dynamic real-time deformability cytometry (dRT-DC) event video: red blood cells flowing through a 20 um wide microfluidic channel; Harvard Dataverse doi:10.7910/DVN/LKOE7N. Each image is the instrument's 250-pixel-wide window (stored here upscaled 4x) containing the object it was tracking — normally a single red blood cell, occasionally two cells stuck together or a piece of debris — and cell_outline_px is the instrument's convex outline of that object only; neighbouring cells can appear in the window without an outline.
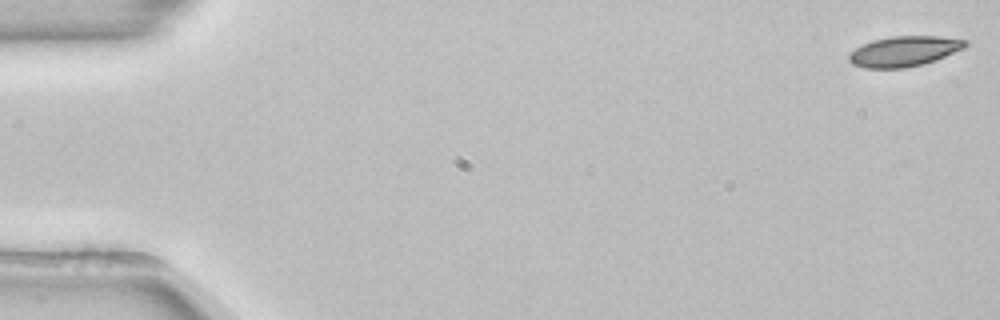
{"species": "common noctule bat (a hibernating species)", "species_latin": "Nyctalus noctula", "temperature_condition": "room temperature", "stored_images_in_passage": 53, "camera_frame_rate_fps": 3000, "um_per_image_px": 0.085, "animal": {"sex": "female", "body_mass_g": 22.7, "forearm_length_mm": 54.2}, "frame": {"image": 1, "passage_image": 1, "time_ms": 0.0, "image_size_px": [1000, 320], "cell_outline_px": [[968, 44], [964, 48], [936, 60], [924, 64], [904, 68], [864, 68], [852, 64], [848, 60], [848, 56], [856, 48], [872, 40], [892, 36], [936, 36], [968, 40]], "centroid_in_image_um": [76.86, 4.36], "position_along_channel_um": 8.1, "area_um2": 20.52}}
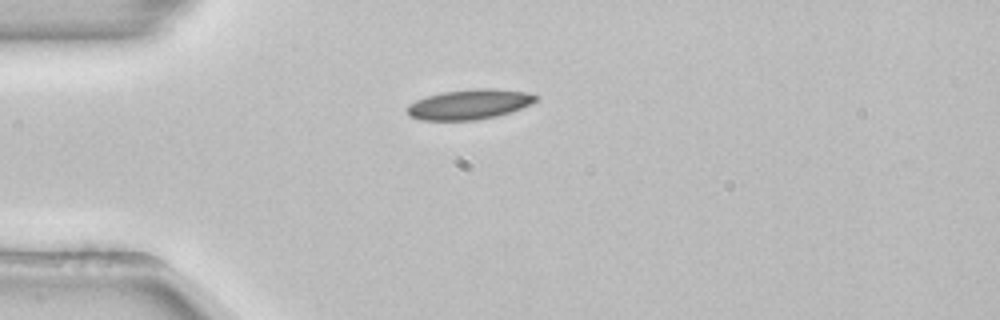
{"frame": {"image": 2, "passage_image": 14, "time_ms": 4.333, "image_size_px": [1000, 320], "cell_outline_px": [[540, 96], [532, 104], [496, 116], [476, 120], [420, 120], [408, 116], [408, 104], [416, 100], [428, 96], [444, 92], [476, 88], [496, 88], [524, 92]], "centroid_in_image_um": [39.89, 8.87], "position_along_channel_um": 45.1, "area_um2": 22.37}}
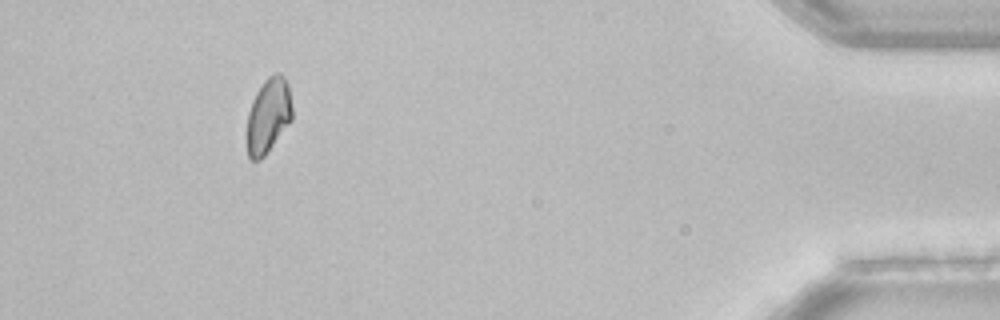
{"frame": {"image": 3, "passage_image": 49, "time_ms": 16.0, "image_size_px": [1000, 320], "cell_outline_px": [[292, 120], [264, 156], [260, 160], [252, 160], [248, 156], [248, 112], [252, 100], [256, 92], [264, 80], [268, 76], [276, 72], [280, 72], [284, 76], [288, 84], [292, 108]], "centroid_in_image_um": [22.82, 9.78], "position_along_channel_um": 412.4, "area_um2": 19.65}, "authors_computed_cell_mechanics": {"area_um2": 20.9236, "velocity_mm_per_s": 3.873, "shape_relaxation_time_tau1_ms": 4.6619, "shape_relaxation_time_tau2_ms": null, "deformation_change_tau1": 0.0919, "deformation_change_tau2": null}}